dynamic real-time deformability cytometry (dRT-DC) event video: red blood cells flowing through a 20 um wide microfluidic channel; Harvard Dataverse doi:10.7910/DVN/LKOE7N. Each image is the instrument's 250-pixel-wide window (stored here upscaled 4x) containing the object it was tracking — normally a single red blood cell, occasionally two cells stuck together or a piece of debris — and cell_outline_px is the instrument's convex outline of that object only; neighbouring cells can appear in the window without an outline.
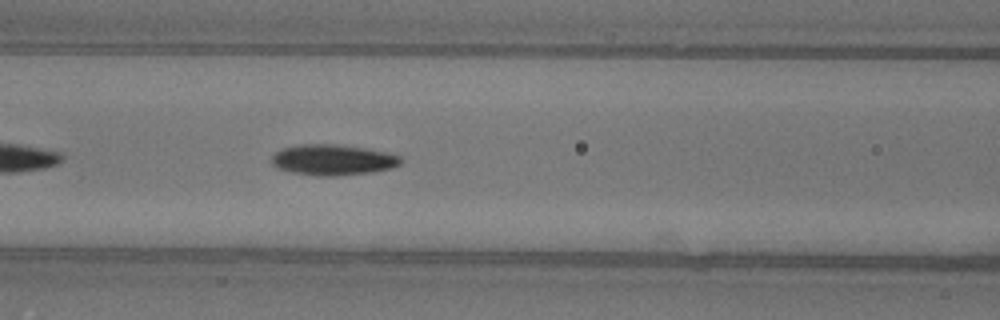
{"species": "common noctule bat (a hibernating species)", "species_latin": "Nyctalus noctula", "temperature_condition": "warm", "stored_images_in_passage": 17, "camera_frame_rate_fps": 3000, "um_per_image_px": 0.085, "animal": {"sex": "female"}, "frame": {"image": 1, "passage_image": 8, "time_ms": 2.333, "image_size_px": [1000, 320], "cell_outline_px": [[400, 164], [388, 168], [372, 172], [336, 176], [316, 176], [292, 172], [276, 168], [272, 164], [272, 156], [276, 152], [284, 148], [300, 144], [336, 144], [364, 148], [388, 152], [400, 156]], "centroid_in_image_um": [28.26, 13.59], "position_along_channel_um": 138.3, "area_um2": 23.0}}